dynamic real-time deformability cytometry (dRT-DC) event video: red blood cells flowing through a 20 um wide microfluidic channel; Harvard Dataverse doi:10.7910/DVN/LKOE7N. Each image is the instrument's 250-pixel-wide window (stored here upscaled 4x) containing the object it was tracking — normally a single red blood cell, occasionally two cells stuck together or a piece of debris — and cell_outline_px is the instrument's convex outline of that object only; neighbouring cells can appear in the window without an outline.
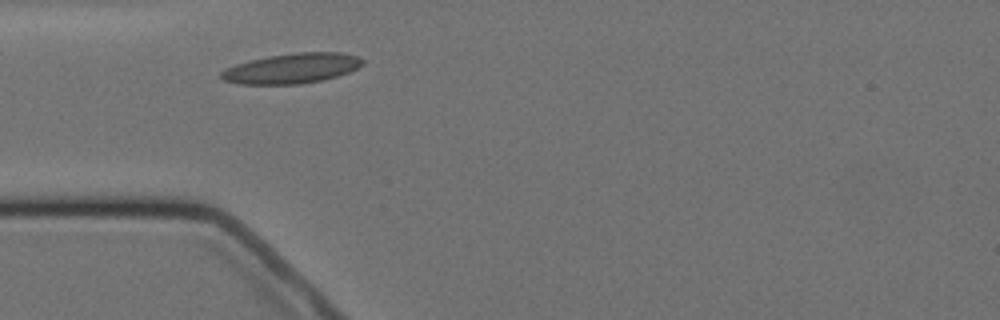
{"species": "Egyptian fruit bat (a non-hibernating species)", "species_latin": "Rousettus aegyptiacus", "temperature_condition": "cold", "stored_images_in_passage": 2, "camera_frame_rate_fps": 3000, "um_per_image_px": 0.085, "animal": {"sex": "female"}, "frame": {"image": 1, "passage_image": 1, "time_ms": 0.0, "image_size_px": [1000, 320], "cell_outline_px": [[364, 64], [348, 72], [336, 76], [320, 80], [300, 84], [240, 84], [224, 80], [220, 76], [220, 72], [236, 64], [248, 60], [268, 56], [296, 52], [344, 52], [356, 56], [364, 60]], "centroid_in_image_um": [24.81, 5.8], "position_along_channel_um": 60.2, "area_um2": 24.68}}
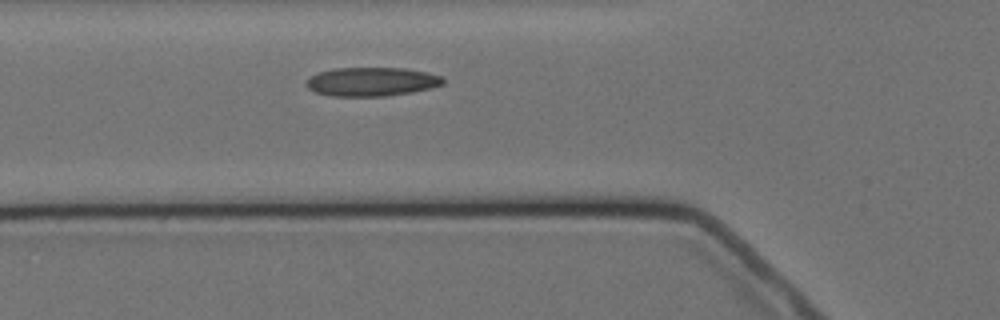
{"frame": {"image": 2, "passage_image": 2, "time_ms": 1.0, "image_size_px": [1000, 320], "cell_outline_px": [[444, 84], [412, 92], [384, 96], [332, 96], [316, 92], [308, 88], [308, 76], [332, 68], [404, 68], [428, 72], [440, 76], [444, 80]], "centroid_in_image_um": [31.59, 6.94], "position_along_channel_um": 94.2, "area_um2": 22.83}}